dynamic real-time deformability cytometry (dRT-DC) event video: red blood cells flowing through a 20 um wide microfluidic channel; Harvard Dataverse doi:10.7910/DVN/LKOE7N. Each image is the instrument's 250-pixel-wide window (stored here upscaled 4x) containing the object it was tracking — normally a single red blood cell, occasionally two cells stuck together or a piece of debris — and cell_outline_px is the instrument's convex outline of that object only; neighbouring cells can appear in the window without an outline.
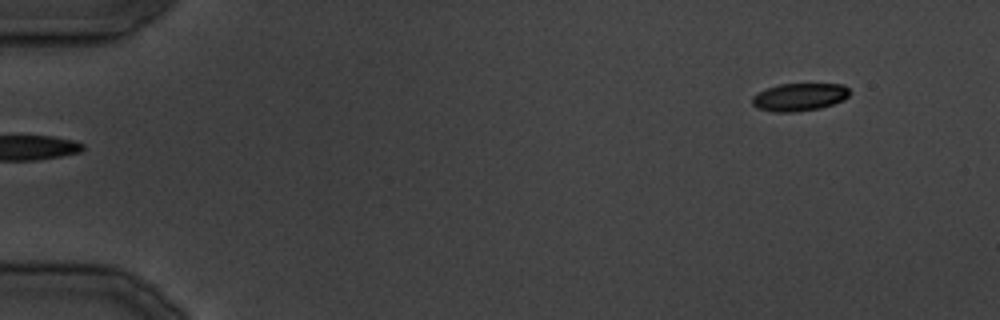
{"species": "common noctule bat (a hibernating species)", "species_latin": "Nyctalus noctula", "temperature_condition": "cold", "stored_images_in_passage": 10, "segment_of_instrument_passage": [2, 2], "camera_frame_rate_fps": 3000, "um_per_image_px": 0.085, "animal": {"sex": "male", "body_mass_g": 19.5, "forearm_length_mm": 54.6}, "frame": {"image": 1, "passage_image": 10, "time_ms": 11.0, "image_size_px": [1000, 320], "cell_outline_px": [[848, 96], [844, 100], [820, 108], [792, 112], [772, 112], [756, 108], [752, 104], [752, 96], [768, 88], [780, 84], [844, 84], [848, 88]], "centroid_in_image_um": [67.93, 8.25], "position_along_channel_um": 17.1, "area_um2": 15.66}}